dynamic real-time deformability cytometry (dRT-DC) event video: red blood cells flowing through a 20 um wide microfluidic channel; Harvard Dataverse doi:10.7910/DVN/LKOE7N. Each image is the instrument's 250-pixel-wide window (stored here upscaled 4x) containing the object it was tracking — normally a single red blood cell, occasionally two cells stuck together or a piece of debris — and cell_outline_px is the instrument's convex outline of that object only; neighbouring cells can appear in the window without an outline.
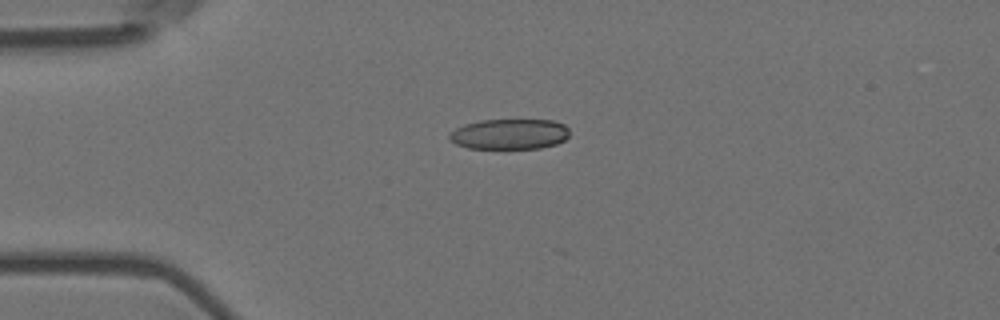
{"species": "Egyptian fruit bat (a non-hibernating species)", "species_latin": "Rousettus aegyptiacus", "temperature_condition": "room temperature", "stored_images_in_passage": 2, "camera_frame_rate_fps": 3000, "um_per_image_px": 0.085, "animal": {"sex": "female"}, "frame": {"image": 1, "passage_image": 1, "time_ms": 0.0, "image_size_px": [1000, 320], "cell_outline_px": [[568, 136], [564, 140], [556, 144], [540, 148], [468, 148], [456, 144], [448, 136], [448, 132], [464, 124], [480, 120], [552, 120], [564, 124], [568, 128]], "centroid_in_image_um": [43.3, 11.39], "position_along_channel_um": 41.7, "area_um2": 21.27}}